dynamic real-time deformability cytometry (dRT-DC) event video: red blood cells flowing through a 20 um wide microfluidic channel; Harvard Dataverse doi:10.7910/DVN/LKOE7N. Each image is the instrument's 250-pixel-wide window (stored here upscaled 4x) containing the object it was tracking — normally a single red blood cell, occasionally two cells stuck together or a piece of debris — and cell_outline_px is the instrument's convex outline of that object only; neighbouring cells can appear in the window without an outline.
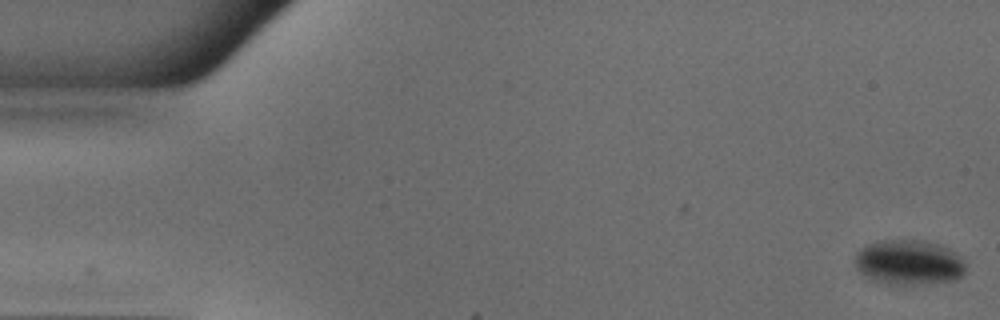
{"species": "common noctule bat (a hibernating species)", "species_latin": "Nyctalus noctula", "temperature_condition": "warm", "stored_images_in_passage": 50, "camera_frame_rate_fps": 3000, "um_per_image_px": 0.085, "animal": {"sex": "male", "body_mass_g": 18.8}, "frame": {"image": 1, "passage_image": 1, "time_ms": 0.0, "image_size_px": [1000, 320], "cell_outline_px": [[964, 272], [956, 280], [924, 284], [888, 284], [872, 280], [864, 276], [856, 268], [856, 252], [860, 248], [868, 244], [880, 240], [916, 240], [936, 244], [948, 248], [960, 256], [964, 260]], "centroid_in_image_um": [77.23, 22.31], "position_along_channel_um": 7.8, "area_um2": 28.96}}
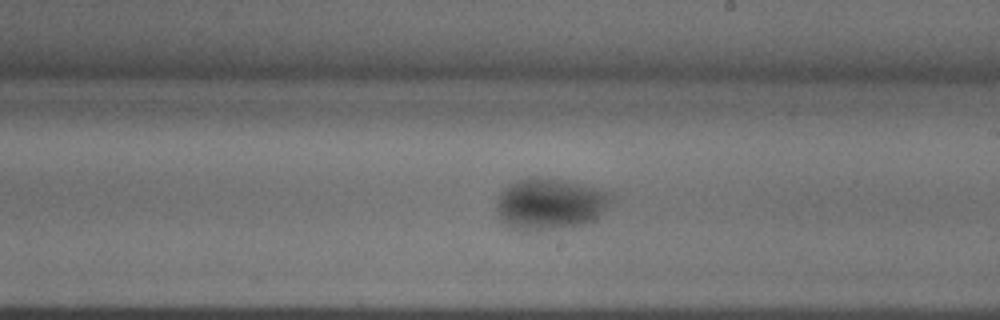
{"frame": {"image": 2, "passage_image": 29, "time_ms": 9.333, "image_size_px": [1000, 320], "cell_outline_px": [[608, 208], [596, 220], [580, 224], [560, 228], [520, 232], [508, 228], [500, 220], [496, 208], [496, 200], [500, 192], [508, 184], [516, 180], [536, 176], [584, 184], [608, 192]], "centroid_in_image_um": [46.66, 17.35], "position_along_channel_um": 242.3, "area_um2": 34.62}}
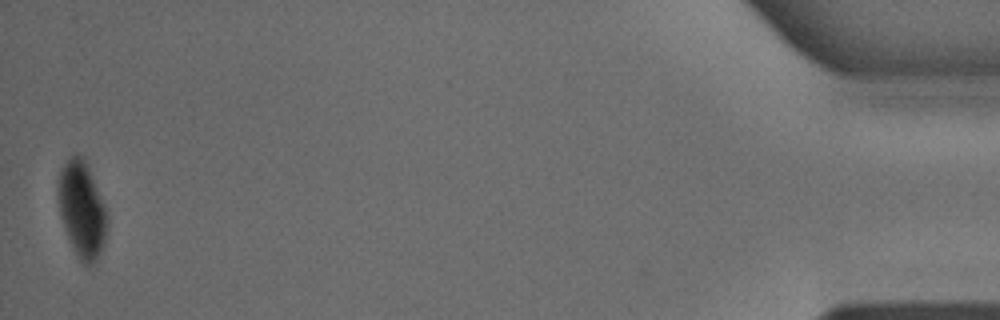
{"frame": {"image": 3, "passage_image": 50, "time_ms": 16.333, "image_size_px": [1000, 320], "cell_outline_px": [[108, 228], [104, 244], [96, 260], [88, 268], [76, 256], [72, 248], [64, 228], [60, 216], [56, 188], [56, 180], [68, 156], [76, 152], [84, 160], [88, 168], [104, 208], [108, 224]], "centroid_in_image_um": [6.91, 17.84], "position_along_channel_um": 428.3, "area_um2": 27.46}}